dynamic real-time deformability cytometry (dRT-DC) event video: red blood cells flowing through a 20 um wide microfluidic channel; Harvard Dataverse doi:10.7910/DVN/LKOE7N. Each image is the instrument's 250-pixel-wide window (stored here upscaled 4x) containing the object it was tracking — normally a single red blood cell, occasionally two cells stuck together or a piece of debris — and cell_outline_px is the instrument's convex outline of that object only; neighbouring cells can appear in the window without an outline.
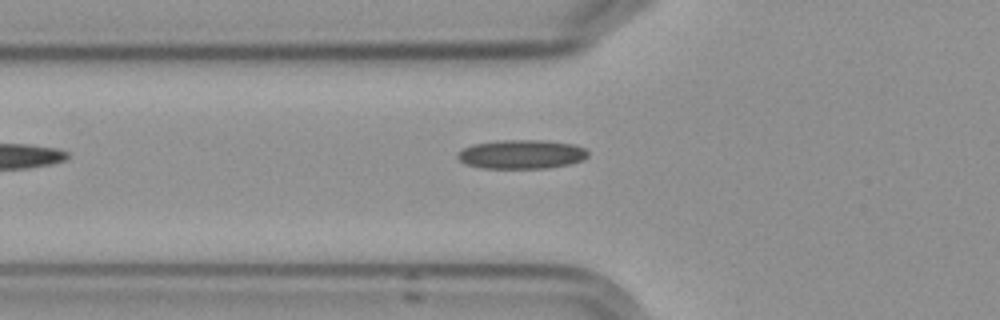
{"species": "Egyptian fruit bat (a non-hibernating species)", "species_latin": "Rousettus aegyptiacus", "temperature_condition": "cold", "stored_images_in_passage": 6, "camera_frame_rate_fps": 3000, "um_per_image_px": 0.085, "frame": {"image": 1, "passage_image": 6, "time_ms": 6.0, "image_size_px": [1000, 320], "cell_outline_px": [[588, 156], [584, 160], [572, 164], [548, 168], [484, 168], [468, 164], [460, 160], [456, 156], [464, 148], [472, 144], [500, 140], [540, 140], [572, 144], [584, 148], [588, 152]], "centroid_in_image_um": [44.37, 13.12], "position_along_channel_um": 81.4, "area_um2": 21.96}}